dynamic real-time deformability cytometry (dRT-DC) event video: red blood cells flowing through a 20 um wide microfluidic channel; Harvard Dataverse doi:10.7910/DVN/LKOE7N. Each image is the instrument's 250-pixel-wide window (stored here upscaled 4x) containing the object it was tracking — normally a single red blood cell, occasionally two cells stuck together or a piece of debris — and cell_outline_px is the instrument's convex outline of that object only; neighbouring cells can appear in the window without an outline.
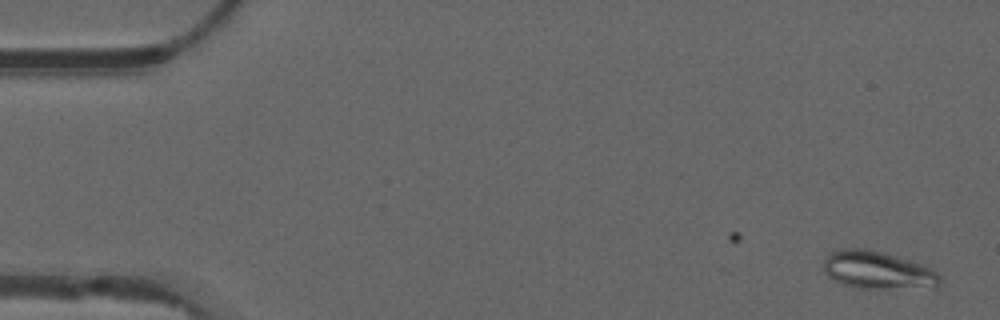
{"species": "common noctule bat (a hibernating species)", "species_latin": "Nyctalus noctula", "temperature_condition": "warm", "stored_images_in_passage": 18, "camera_frame_rate_fps": 3000, "um_per_image_px": 0.085, "animal": {"sex": "male", "forearm_length_mm": 52.5}, "frame": {"image": 1, "passage_image": 1, "time_ms": 0.0, "image_size_px": [1000, 320], "cell_outline_px": [[944, 280], [940, 288], [856, 288], [840, 284], [828, 276], [824, 272], [824, 260], [828, 252], [840, 248], [864, 248], [896, 256], [932, 268]], "centroid_in_image_um": [74.62, 22.98], "position_along_channel_um": 10.4, "area_um2": 26.01}}